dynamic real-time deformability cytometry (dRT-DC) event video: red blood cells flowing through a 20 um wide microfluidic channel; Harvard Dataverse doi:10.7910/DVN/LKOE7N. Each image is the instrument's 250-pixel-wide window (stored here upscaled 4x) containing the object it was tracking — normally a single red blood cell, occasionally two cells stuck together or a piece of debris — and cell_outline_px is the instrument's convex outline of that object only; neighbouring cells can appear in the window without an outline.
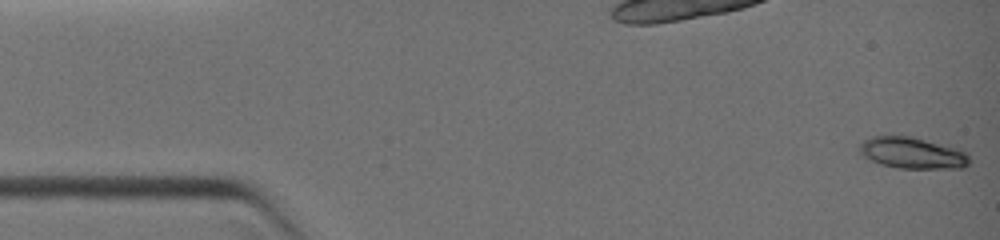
{"species": "common noctule bat (a hibernating species)", "species_latin": "Nyctalus noctula", "temperature_condition": "warm", "stored_images_in_passage": 14, "camera_frame_rate_fps": 3000, "um_per_image_px": 0.085, "animal": {"sex": "female", "body_mass_g": 19.0, "forearm_length_mm": 51.5}, "frame": {"image": 1, "passage_image": 1, "time_ms": 0.0, "image_size_px": [1000, 240], "cell_outline_px": [[968, 164], [964, 168], [900, 168], [880, 164], [864, 156], [860, 152], [860, 144], [864, 140], [872, 136], [912, 136], [960, 148], [968, 152]], "centroid_in_image_um": [77.59, 12.99], "position_along_channel_um": 7.4, "area_um2": 20.11}}
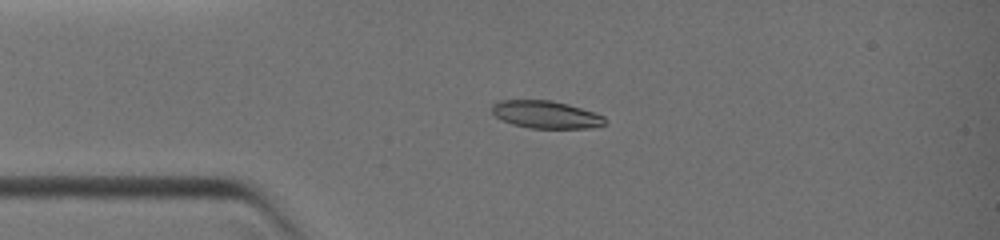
{"frame": {"image": 2, "passage_image": 8, "time_ms": 3.0, "image_size_px": [1000, 240], "cell_outline_px": [[608, 120], [604, 124], [596, 128], [528, 128], [512, 124], [500, 120], [492, 112], [492, 104], [496, 100], [552, 100], [568, 104], [596, 112], [604, 116]], "centroid_in_image_um": [46.42, 9.74], "position_along_channel_um": 38.6, "area_um2": 18.5}}
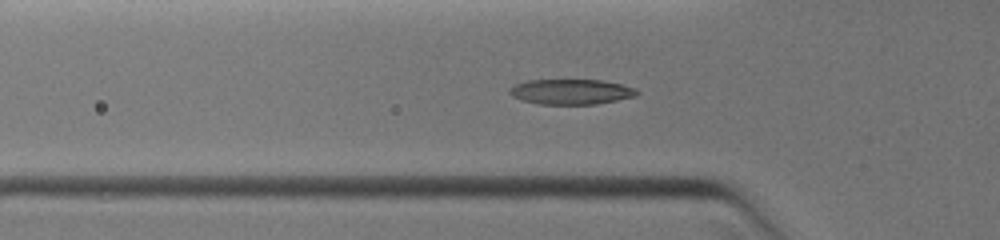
{"frame": {"image": 3, "passage_image": 11, "time_ms": 4.333, "image_size_px": [1000, 240], "cell_outline_px": [[640, 92], [636, 96], [596, 104], [540, 104], [520, 100], [512, 96], [508, 92], [516, 84], [528, 80], [604, 80], [636, 88]], "centroid_in_image_um": [48.56, 7.8], "position_along_channel_um": 77.2, "area_um2": 18.67}}